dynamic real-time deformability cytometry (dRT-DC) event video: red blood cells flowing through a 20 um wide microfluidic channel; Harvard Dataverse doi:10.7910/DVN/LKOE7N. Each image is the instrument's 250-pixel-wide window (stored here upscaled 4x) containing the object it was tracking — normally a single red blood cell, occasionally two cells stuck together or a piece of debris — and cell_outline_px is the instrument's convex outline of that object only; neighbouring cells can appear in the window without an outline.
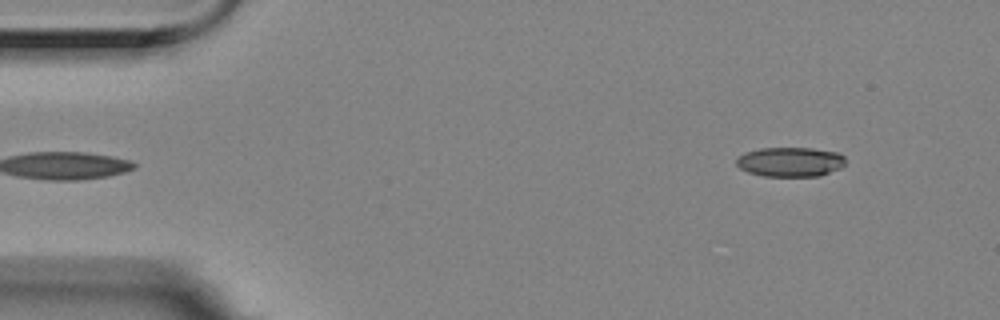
{"species": "Egyptian fruit bat (a non-hibernating species)", "species_latin": "Rousettus aegyptiacus", "temperature_condition": "room temperature", "stored_images_in_passage": 4, "segment_of_instrument_passage": [2, 2], "camera_frame_rate_fps": 3000, "um_per_image_px": 0.085, "animal": {"sex": "female"}, "frame": {"image": 1, "passage_image": 4, "time_ms": 1.0, "image_size_px": [1000, 320], "cell_outline_px": [[844, 164], [840, 168], [820, 176], [764, 176], [748, 172], [740, 168], [736, 164], [736, 160], [744, 152], [760, 148], [812, 148], [840, 152], [844, 156]], "centroid_in_image_um": [67.18, 13.75], "position_along_channel_um": 17.8, "area_um2": 18.84}}